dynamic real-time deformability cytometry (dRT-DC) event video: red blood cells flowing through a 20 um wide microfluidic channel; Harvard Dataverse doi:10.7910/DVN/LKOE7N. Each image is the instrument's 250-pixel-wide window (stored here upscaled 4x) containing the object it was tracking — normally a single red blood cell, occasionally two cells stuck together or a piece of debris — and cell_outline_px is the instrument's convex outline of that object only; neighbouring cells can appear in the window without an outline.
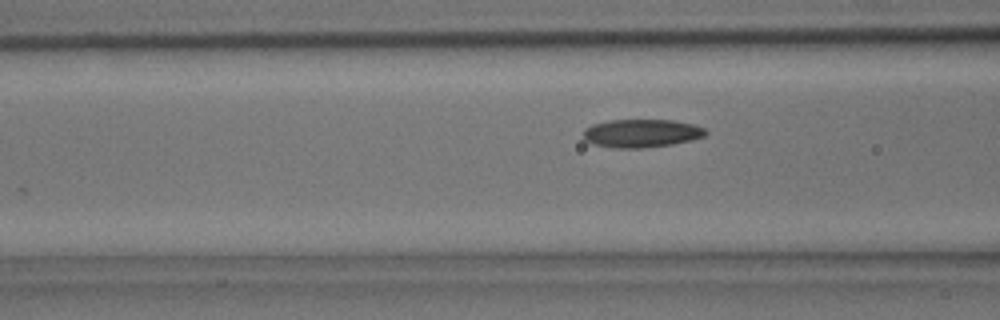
{"species": "common noctule bat (a hibernating species)", "species_latin": "Nyctalus noctula", "temperature_condition": "room temperature", "stored_images_in_passage": 4, "camera_frame_rate_fps": 3000, "um_per_image_px": 0.085, "animal": {"sex": "male", "body_mass_g": 15.6}, "frame": {"image": 1, "passage_image": 3, "time_ms": 0.667, "image_size_px": [1000, 320], "cell_outline_px": [[708, 132], [704, 136], [692, 140], [672, 144], [640, 148], [612, 148], [592, 144], [584, 140], [584, 128], [592, 124], [608, 120], [672, 120], [692, 124], [704, 128]], "centroid_in_image_um": [54.49, 11.33], "position_along_channel_um": 112.1, "area_um2": 20.17}}
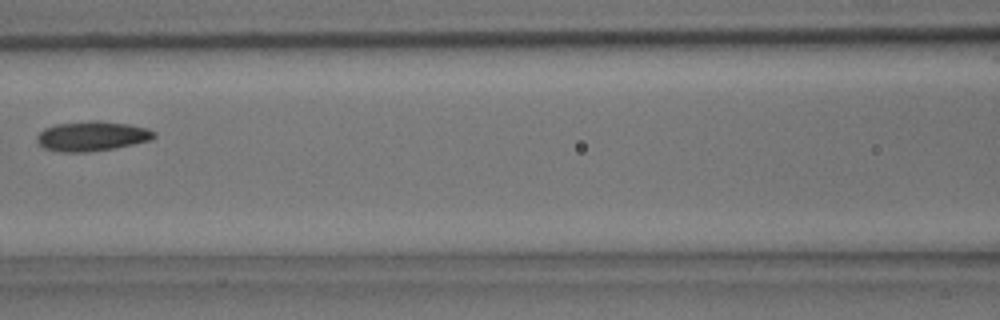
{"frame": {"image": 2, "passage_image": 4, "time_ms": 1.0, "image_size_px": [1000, 320], "cell_outline_px": [[156, 136], [152, 140], [112, 148], [88, 152], [60, 152], [44, 148], [36, 140], [36, 136], [44, 128], [56, 124], [92, 120], [100, 120], [128, 124], [148, 128], [156, 132]], "centroid_in_image_um": [7.82, 11.56], "position_along_channel_um": 158.8, "area_um2": 20.4}}